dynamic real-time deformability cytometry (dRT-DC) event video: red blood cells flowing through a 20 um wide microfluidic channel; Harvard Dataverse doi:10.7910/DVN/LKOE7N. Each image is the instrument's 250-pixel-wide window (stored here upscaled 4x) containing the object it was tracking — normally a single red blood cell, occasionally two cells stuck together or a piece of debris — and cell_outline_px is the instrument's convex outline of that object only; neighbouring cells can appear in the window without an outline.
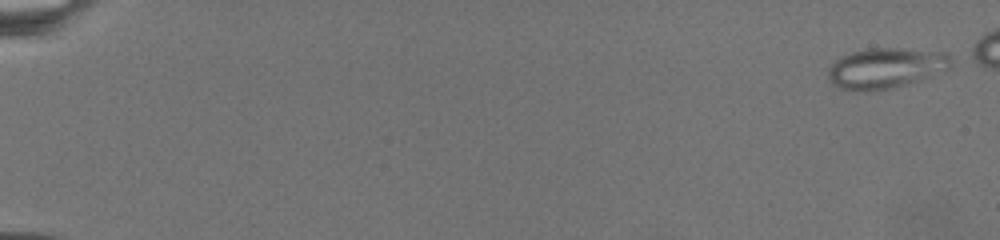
{"species": "common noctule bat (a hibernating species)", "species_latin": "Nyctalus noctula", "temperature_condition": "warm", "stored_images_in_passage": 65, "camera_frame_rate_fps": 3000, "um_per_image_px": 0.085, "animal": {"sex": "female", "body_mass_g": 19.5, "forearm_length_mm": 54.1}, "frame": {"image": 1, "passage_image": 1, "time_ms": 0.0, "image_size_px": [1000, 240], "cell_outline_px": [[952, 60], [948, 68], [920, 80], [892, 88], [868, 92], [856, 92], [836, 88], [828, 80], [828, 68], [840, 56], [852, 52], [868, 48], [900, 48], [948, 52]], "centroid_in_image_um": [75.23, 5.8], "position_along_channel_um": 9.8, "area_um2": 29.36}}
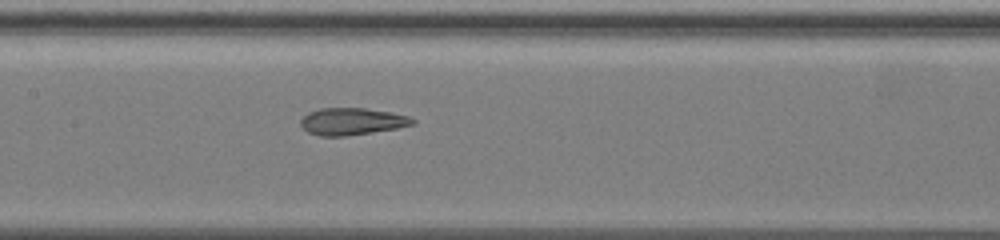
{"frame": {"image": 2, "passage_image": 45, "time_ms": 12.667, "image_size_px": [1000, 240], "cell_outline_px": [[416, 124], [396, 128], [372, 132], [344, 136], [320, 136], [308, 132], [300, 124], [300, 120], [308, 112], [320, 108], [364, 108], [392, 112], [408, 116], [416, 120]], "centroid_in_image_um": [29.92, 10.31], "position_along_channel_um": 177.5, "area_um2": 17.63}}
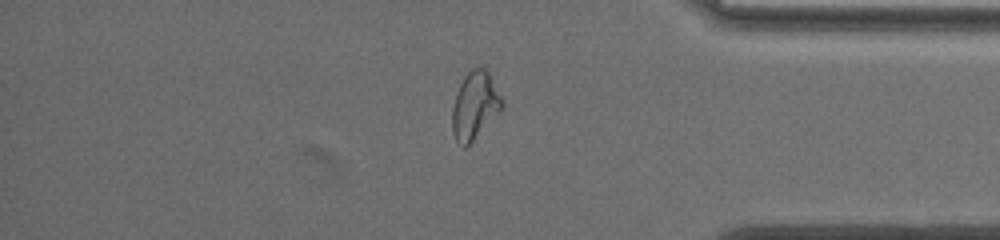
{"frame": {"image": 3, "passage_image": 59, "time_ms": 20.667, "image_size_px": [1000, 240], "cell_outline_px": [[504, 104], [472, 140], [464, 148], [456, 140], [452, 132], [452, 108], [456, 92], [464, 76], [472, 68], [484, 68], [488, 72], [504, 100]], "centroid_in_image_um": [40.33, 8.93], "position_along_channel_um": 394.9, "area_um2": 19.02}}